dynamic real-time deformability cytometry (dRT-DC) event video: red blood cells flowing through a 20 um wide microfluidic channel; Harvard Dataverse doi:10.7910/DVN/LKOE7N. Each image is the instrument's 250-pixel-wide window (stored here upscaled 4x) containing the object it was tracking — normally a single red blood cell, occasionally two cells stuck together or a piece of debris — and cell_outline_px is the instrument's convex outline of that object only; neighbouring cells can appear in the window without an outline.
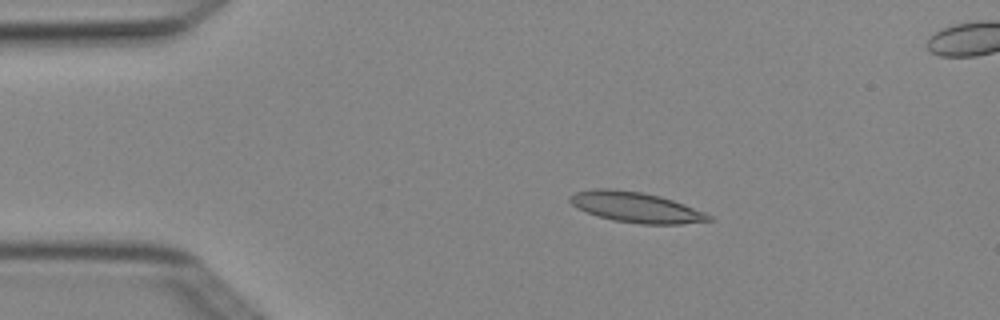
{"species": "Egyptian fruit bat (a non-hibernating species)", "species_latin": "Rousettus aegyptiacus", "temperature_condition": "cold", "stored_images_in_passage": 5, "camera_frame_rate_fps": 3000, "um_per_image_px": 0.085, "animal": {"sex": "female"}, "frame": {"image": 1, "passage_image": 3, "time_ms": 0.667, "image_size_px": [1000, 320], "cell_outline_px": [[712, 220], [680, 224], [640, 224], [612, 220], [576, 208], [568, 200], [568, 196], [576, 192], [596, 188], [616, 188], [644, 192], [660, 196], [684, 204], [704, 212], [712, 216]], "centroid_in_image_um": [54.02, 17.6], "position_along_channel_um": 31.0, "area_um2": 24.62}}